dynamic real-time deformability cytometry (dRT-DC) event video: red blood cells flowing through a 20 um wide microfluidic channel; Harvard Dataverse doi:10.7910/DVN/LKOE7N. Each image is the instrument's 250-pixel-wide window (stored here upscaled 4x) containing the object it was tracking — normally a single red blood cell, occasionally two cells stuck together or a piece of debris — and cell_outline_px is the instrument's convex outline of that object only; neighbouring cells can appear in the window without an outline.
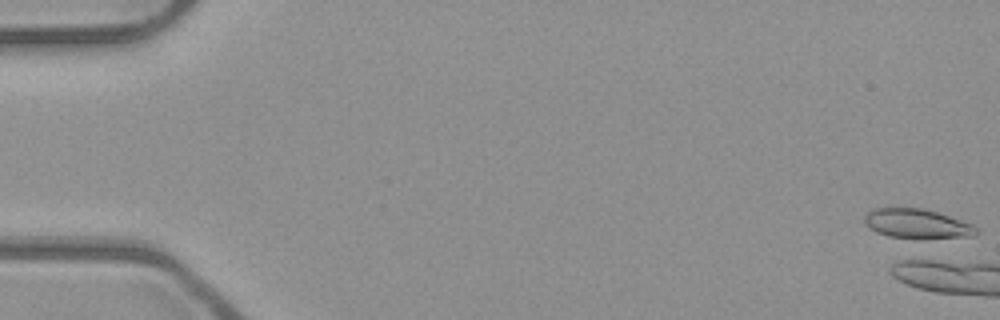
{"species": "common noctule bat (a hibernating species)", "species_latin": "Nyctalus noctula", "temperature_condition": "room temperature", "stored_images_in_passage": 1, "camera_frame_rate_fps": 3000, "um_per_image_px": 0.085, "animal": {"sex": "male", "body_mass_g": 23.1, "forearm_length_mm": 52.7}, "frame": {"image": 1, "passage_image": 1, "time_ms": 0.0, "image_size_px": [1000, 320], "cell_outline_px": [[980, 232], [976, 236], [888, 236], [876, 232], [868, 228], [864, 220], [864, 216], [872, 208], [924, 208], [972, 224]], "centroid_in_image_um": [77.89, 18.97], "position_along_channel_um": 7.1, "area_um2": 18.38}}